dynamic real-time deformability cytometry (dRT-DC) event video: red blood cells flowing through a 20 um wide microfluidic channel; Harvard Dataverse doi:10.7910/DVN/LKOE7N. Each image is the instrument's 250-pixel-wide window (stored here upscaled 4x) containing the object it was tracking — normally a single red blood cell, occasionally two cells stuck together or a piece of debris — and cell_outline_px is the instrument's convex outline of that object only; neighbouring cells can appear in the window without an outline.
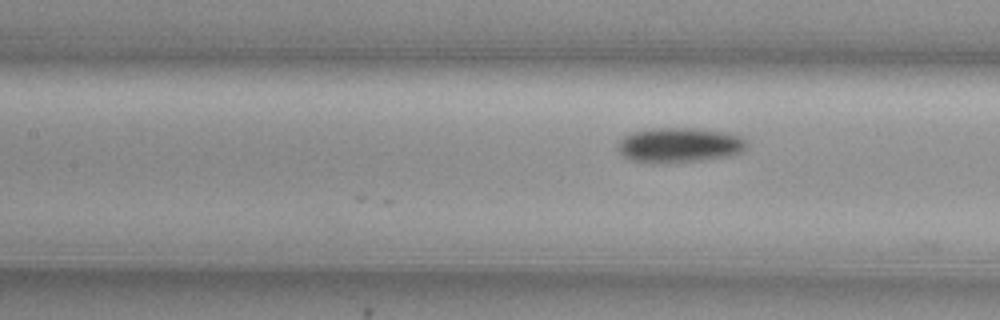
{"species": "common noctule bat (a hibernating species)", "species_latin": "Nyctalus noctula", "temperature_condition": "cold", "stored_images_in_passage": 7, "camera_frame_rate_fps": 3000, "um_per_image_px": 0.085, "animal": {"sex": "female", "body_mass_g": 29.2, "forearm_length_mm": 56.3}, "frame": {"image": 1, "passage_image": 7, "time_ms": 2.0, "image_size_px": [1000, 320], "cell_outline_px": [[748, 144], [740, 152], [728, 156], [700, 160], [632, 160], [624, 156], [616, 148], [620, 140], [624, 136], [632, 132], [652, 128], [696, 128], [728, 132], [740, 136]], "centroid_in_image_um": [57.77, 12.27], "position_along_channel_um": 149.6, "area_um2": 25.26}}